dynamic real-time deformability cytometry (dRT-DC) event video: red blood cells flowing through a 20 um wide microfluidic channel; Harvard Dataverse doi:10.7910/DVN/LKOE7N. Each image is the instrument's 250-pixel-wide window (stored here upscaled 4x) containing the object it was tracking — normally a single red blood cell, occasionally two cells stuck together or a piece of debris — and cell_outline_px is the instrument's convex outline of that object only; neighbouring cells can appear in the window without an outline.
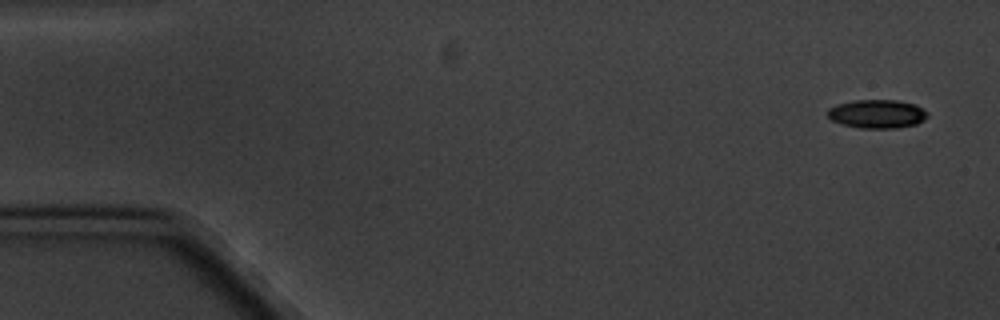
{"species": "common noctule bat (a hibernating species)", "species_latin": "Nyctalus noctula", "temperature_condition": "cold", "stored_images_in_passage": 5, "camera_frame_rate_fps": 3000, "um_per_image_px": 0.085, "animal": {"sex": "male", "body_mass_g": 20.1, "forearm_length_mm": 53.5}, "frame": {"image": 1, "passage_image": 1, "time_ms": 0.0, "image_size_px": [1000, 320], "cell_outline_px": [[928, 116], [924, 120], [916, 124], [896, 128], [860, 128], [840, 124], [832, 120], [828, 116], [828, 108], [836, 104], [856, 100], [896, 100], [916, 104], [928, 112]], "centroid_in_image_um": [74.56, 9.68], "position_along_channel_um": 10.4, "area_um2": 16.76}}
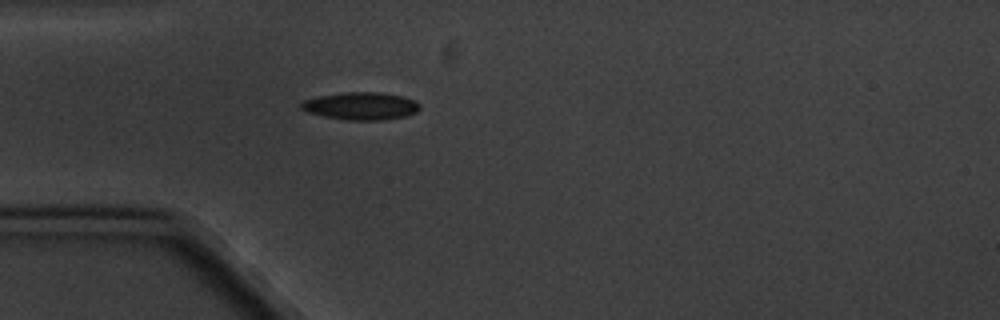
{"frame": {"image": 2, "passage_image": 5, "time_ms": 4.667, "image_size_px": [1000, 320], "cell_outline_px": [[420, 108], [416, 112], [408, 116], [380, 120], [348, 120], [324, 116], [308, 112], [300, 108], [300, 104], [304, 100], [316, 96], [344, 92], [380, 92], [404, 96], [416, 100], [420, 104]], "centroid_in_image_um": [30.71, 9.0], "position_along_channel_um": 54.3, "area_um2": 19.25}}